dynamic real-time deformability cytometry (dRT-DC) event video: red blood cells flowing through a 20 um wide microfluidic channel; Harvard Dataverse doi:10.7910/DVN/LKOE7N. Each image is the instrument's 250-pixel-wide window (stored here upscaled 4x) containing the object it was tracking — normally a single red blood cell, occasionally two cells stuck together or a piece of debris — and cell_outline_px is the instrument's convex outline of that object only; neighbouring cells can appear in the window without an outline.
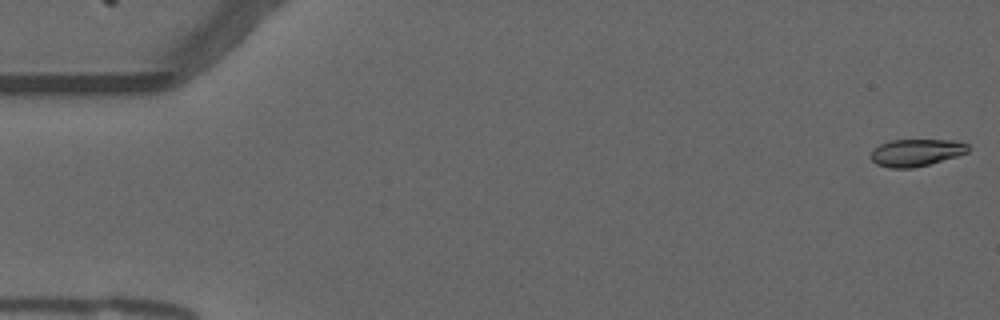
{"species": "common noctule bat (a hibernating species)", "species_latin": "Nyctalus noctula", "temperature_condition": "warm", "stored_images_in_passage": 17, "camera_frame_rate_fps": 3000, "um_per_image_px": 0.085, "animal": {"sex": "male", "forearm_length_mm": 52.5}, "frame": {"image": 1, "passage_image": 1, "time_ms": 0.0, "image_size_px": [1000, 320], "cell_outline_px": [[968, 152], [956, 156], [928, 164], [912, 168], [888, 168], [876, 164], [872, 160], [872, 152], [880, 144], [892, 140], [956, 140], [968, 144]], "centroid_in_image_um": [77.88, 12.97], "position_along_channel_um": 7.1, "area_um2": 15.2}}
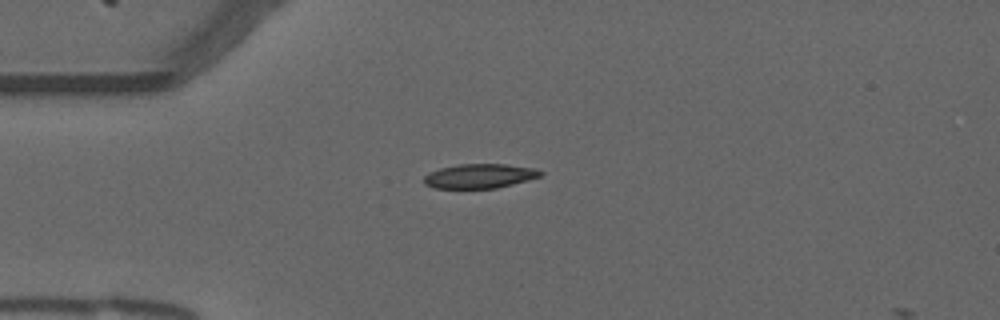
{"frame": {"image": 2, "passage_image": 14, "time_ms": 4.333, "image_size_px": [1000, 320], "cell_outline_px": [[544, 172], [540, 176], [528, 180], [496, 188], [436, 188], [424, 184], [424, 176], [428, 172], [440, 168], [460, 164], [504, 164], [536, 168]], "centroid_in_image_um": [40.76, 14.96], "position_along_channel_um": 44.2, "area_um2": 16.53}}